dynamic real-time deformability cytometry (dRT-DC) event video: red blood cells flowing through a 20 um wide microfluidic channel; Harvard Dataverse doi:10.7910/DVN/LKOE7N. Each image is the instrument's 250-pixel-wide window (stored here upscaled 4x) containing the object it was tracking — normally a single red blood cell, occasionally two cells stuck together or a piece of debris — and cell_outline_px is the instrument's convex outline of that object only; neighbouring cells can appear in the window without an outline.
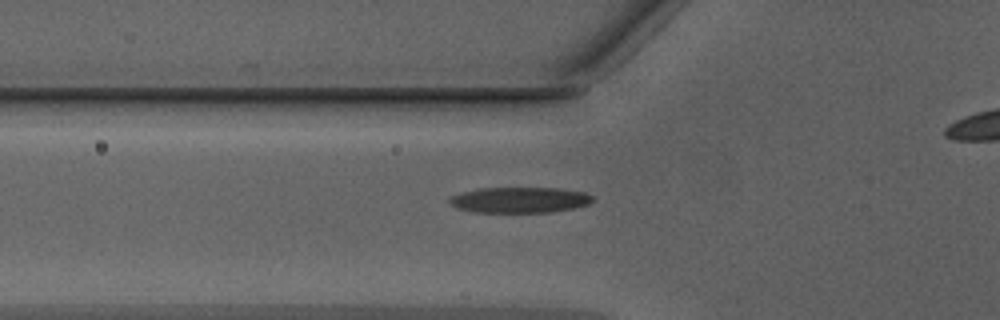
{"species": "Egyptian fruit bat (a non-hibernating species)", "species_latin": "Rousettus aegyptiacus", "temperature_condition": "warm", "stored_images_in_passage": 28, "camera_frame_rate_fps": 3000, "um_per_image_px": 0.085, "animal": {"sex": "male"}, "frame": {"image": 1, "passage_image": 2, "time_ms": 0.333, "image_size_px": [1000, 320], "cell_outline_px": [[592, 200], [588, 204], [576, 208], [552, 212], [472, 212], [456, 208], [448, 204], [448, 200], [452, 196], [460, 192], [480, 188], [560, 188], [584, 192], [592, 196]], "centroid_in_image_um": [44.13, 17.0], "position_along_channel_um": 81.7, "area_um2": 21.62}}
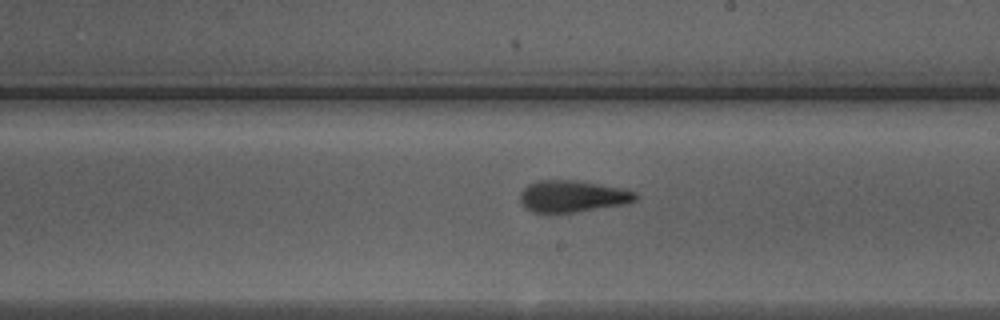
{"frame": {"image": 2, "passage_image": 13, "time_ms": 4.0, "image_size_px": [1000, 320], "cell_outline_px": [[640, 196], [636, 200], [620, 204], [572, 212], [532, 212], [520, 200], [520, 192], [528, 184], [540, 180], [576, 180], [620, 188], [636, 192]], "centroid_in_image_um": [48.64, 16.66], "position_along_channel_um": 240.4, "area_um2": 20.81}}
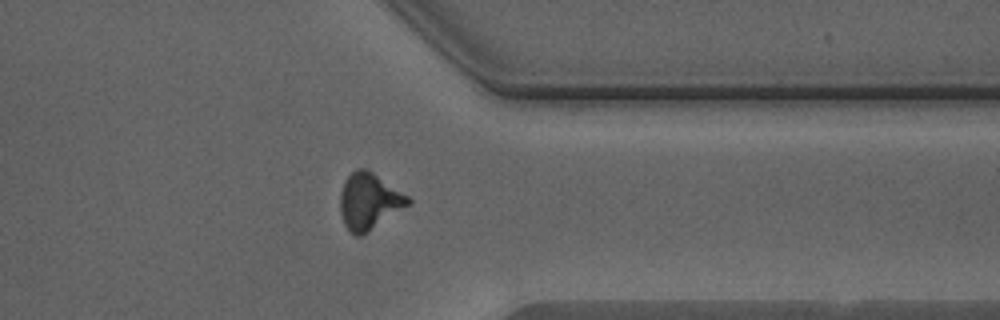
{"frame": {"image": 3, "passage_image": 23, "time_ms": 7.333, "image_size_px": [1000, 320], "cell_outline_px": [[412, 200], [408, 204], [360, 236], [356, 236], [344, 224], [340, 212], [340, 192], [344, 180], [356, 168], [368, 168], [408, 196]], "centroid_in_image_um": [31.33, 17.05], "position_along_channel_um": 380.1, "area_um2": 21.85}, "authors_computed_cell_mechanics": {"area_um2": 21.0392, "velocity_mm_per_s": 4.314, "shape_relaxation_time_tau1_ms": 3.6904, "shape_relaxation_time_tau2_ms": 2.3657, "deformation_change_tau1": 0.1978, "deformation_change_tau2": 0.1356}}